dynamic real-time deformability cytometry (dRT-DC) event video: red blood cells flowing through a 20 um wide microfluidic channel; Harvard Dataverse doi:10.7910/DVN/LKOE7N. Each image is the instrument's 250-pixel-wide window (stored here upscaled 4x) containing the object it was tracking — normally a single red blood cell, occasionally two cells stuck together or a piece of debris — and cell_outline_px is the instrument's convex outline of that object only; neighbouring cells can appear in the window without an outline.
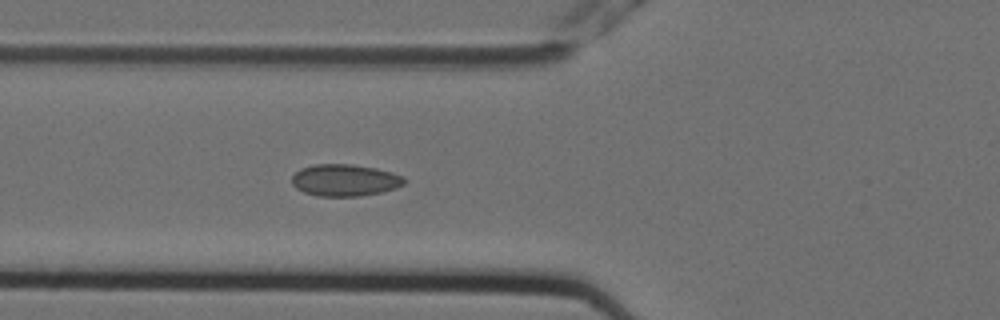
{"species": "Egyptian fruit bat (a non-hibernating species)", "species_latin": "Rousettus aegyptiacus", "temperature_condition": "cold", "stored_images_in_passage": 4, "camera_frame_rate_fps": 3000, "um_per_image_px": 0.085, "animal": {"sex": "female"}, "frame": {"image": 1, "passage_image": 4, "time_ms": 1.0, "image_size_px": [1000, 320], "cell_outline_px": [[408, 180], [404, 184], [396, 188], [380, 192], [360, 196], [316, 196], [304, 192], [296, 188], [292, 184], [292, 176], [300, 168], [312, 164], [352, 164], [376, 168], [392, 172]], "centroid_in_image_um": [29.3, 15.31], "position_along_channel_um": 96.5, "area_um2": 20.98}}